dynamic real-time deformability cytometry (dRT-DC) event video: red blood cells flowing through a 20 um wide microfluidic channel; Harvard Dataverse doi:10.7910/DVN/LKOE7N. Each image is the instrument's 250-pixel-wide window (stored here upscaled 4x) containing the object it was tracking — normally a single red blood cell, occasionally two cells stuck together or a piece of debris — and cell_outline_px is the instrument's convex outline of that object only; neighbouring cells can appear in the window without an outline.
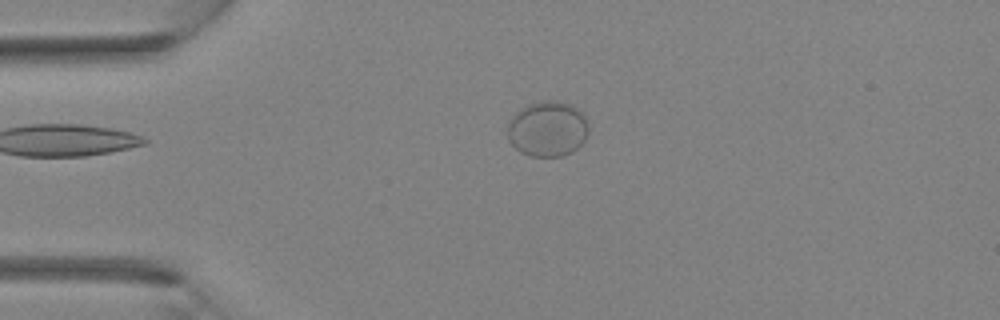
{"species": "Egyptian fruit bat (a non-hibernating species)", "species_latin": "Rousettus aegyptiacus", "temperature_condition": "room temperature", "stored_images_in_passage": 5, "camera_frame_rate_fps": 3000, "um_per_image_px": 0.085, "animal": {"sex": "female"}, "frame": {"image": 1, "passage_image": 3, "time_ms": 3.333, "image_size_px": [1000, 320], "cell_outline_px": [[588, 132], [584, 140], [572, 152], [564, 156], [528, 156], [520, 152], [512, 144], [508, 136], [508, 120], [520, 108], [528, 104], [544, 100], [556, 100], [572, 104], [584, 112], [588, 124]], "centroid_in_image_um": [46.56, 10.93], "position_along_channel_um": 38.4, "area_um2": 26.53}}
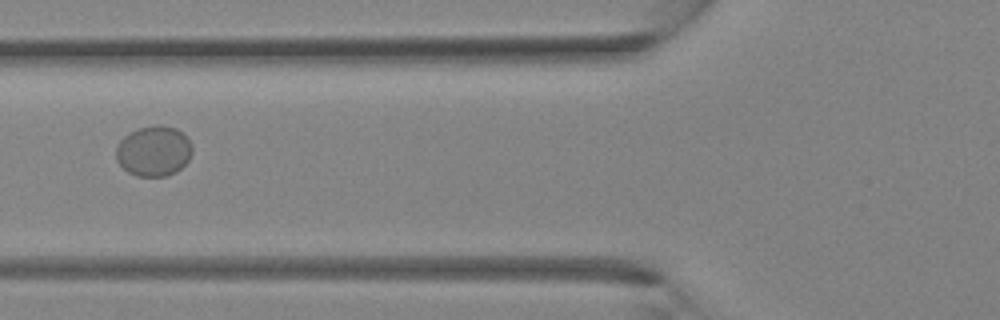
{"frame": {"image": 2, "passage_image": 5, "time_ms": 5.333, "image_size_px": [1000, 320], "cell_outline_px": [[192, 152], [188, 160], [176, 172], [164, 176], [136, 176], [128, 172], [116, 160], [116, 148], [120, 140], [124, 136], [140, 128], [160, 124], [176, 128], [188, 140], [192, 148]], "centroid_in_image_um": [13.05, 12.85], "position_along_channel_um": 112.7, "area_um2": 22.08}}